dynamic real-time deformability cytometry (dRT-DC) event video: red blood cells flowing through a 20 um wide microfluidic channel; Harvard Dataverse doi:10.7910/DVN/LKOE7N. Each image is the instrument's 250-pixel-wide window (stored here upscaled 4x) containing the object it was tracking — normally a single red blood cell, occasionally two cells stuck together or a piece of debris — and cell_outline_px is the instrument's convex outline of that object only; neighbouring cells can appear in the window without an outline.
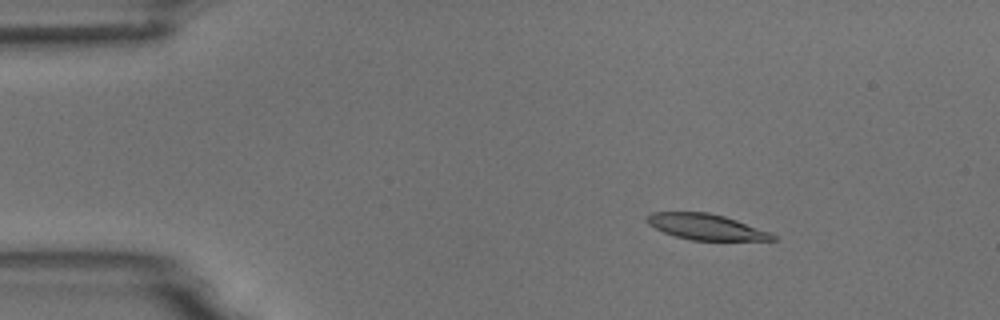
{"species": "common noctule bat (a hibernating species)", "species_latin": "Nyctalus noctula", "temperature_condition": "room temperature", "stored_images_in_passage": 5, "camera_frame_rate_fps": 3000, "um_per_image_px": 0.085, "animal": {"sex": "male", "body_mass_g": 18.8}, "frame": {"image": 1, "passage_image": 3, "time_ms": 2.333, "image_size_px": [1000, 320], "cell_outline_px": [[776, 240], [692, 240], [676, 236], [664, 232], [648, 224], [644, 220], [644, 216], [652, 212], [708, 212], [724, 216], [736, 220], [768, 232], [776, 236]], "centroid_in_image_um": [59.94, 19.27], "position_along_channel_um": 25.1, "area_um2": 18.67}}